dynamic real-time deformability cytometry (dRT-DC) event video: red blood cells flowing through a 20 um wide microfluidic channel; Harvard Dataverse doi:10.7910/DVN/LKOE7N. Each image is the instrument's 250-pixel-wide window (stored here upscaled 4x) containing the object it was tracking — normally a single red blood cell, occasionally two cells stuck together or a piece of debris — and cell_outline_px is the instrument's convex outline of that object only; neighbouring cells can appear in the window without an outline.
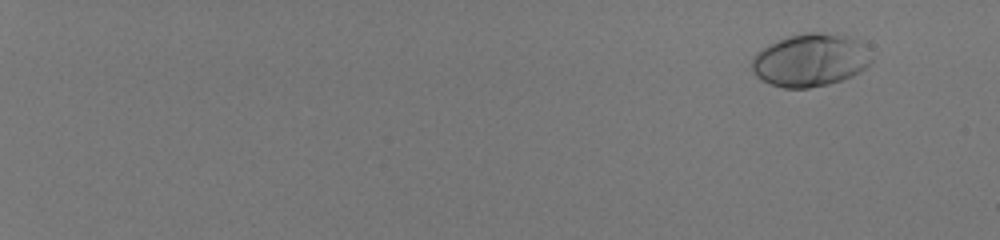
{"species": "human", "species_latin": "Homo sapiens", "temperature_condition": "room temperature", "stored_images_in_passage": 53, "camera_frame_rate_fps": 3000, "um_per_image_px": 0.085, "donor": {"sex": "male"}, "frame": {"image": 1, "passage_image": 1, "time_ms": 0.0, "image_size_px": [1000, 240], "cell_outline_px": [[872, 60], [860, 72], [852, 76], [828, 84], [808, 88], [784, 88], [760, 80], [756, 76], [752, 68], [752, 56], [756, 52], [768, 44], [788, 36], [808, 32], [820, 32], [848, 36], [856, 40]], "centroid_in_image_um": [68.8, 5.12], "position_along_channel_um": 16.2, "area_um2": 36.41}}
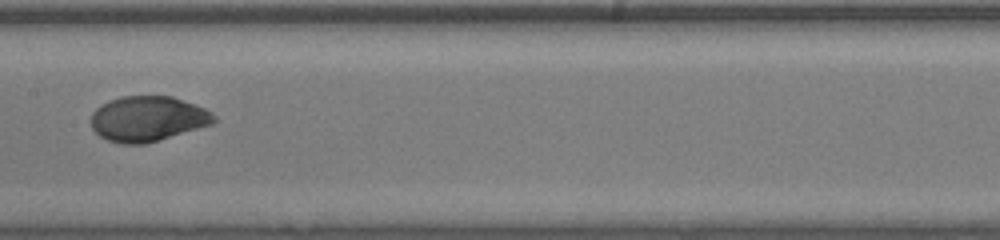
{"frame": {"image": 2, "passage_image": 32, "time_ms": 10.333, "image_size_px": [1000, 240], "cell_outline_px": [[216, 120], [212, 124], [144, 144], [120, 144], [108, 140], [100, 136], [92, 128], [88, 120], [92, 112], [96, 108], [108, 100], [120, 96], [172, 96], [204, 108], [212, 112], [216, 116]], "centroid_in_image_um": [12.51, 10.09], "position_along_channel_um": 194.9, "area_um2": 32.48}}
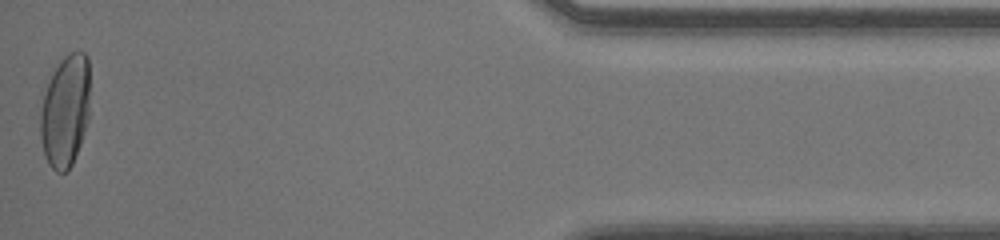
{"frame": {"image": 3, "passage_image": 53, "time_ms": 17.333, "image_size_px": [1000, 240], "cell_outline_px": [[88, 120], [80, 144], [72, 164], [68, 172], [56, 172], [48, 164], [44, 156], [40, 140], [40, 92], [60, 60], [68, 52], [84, 52], [88, 56]], "centroid_in_image_um": [5.49, 9.42], "position_along_channel_um": 429.7, "area_um2": 33.12}, "authors_computed_cell_mechanics": {"area_um2": 32.4258, "velocity_mm_per_s": 4.089, "shape_relaxation_time_tau1_ms": 4.6715, "shape_relaxation_time_tau2_ms": null, "deformation_change_tau1": 0.221, "deformation_change_tau2": null}}